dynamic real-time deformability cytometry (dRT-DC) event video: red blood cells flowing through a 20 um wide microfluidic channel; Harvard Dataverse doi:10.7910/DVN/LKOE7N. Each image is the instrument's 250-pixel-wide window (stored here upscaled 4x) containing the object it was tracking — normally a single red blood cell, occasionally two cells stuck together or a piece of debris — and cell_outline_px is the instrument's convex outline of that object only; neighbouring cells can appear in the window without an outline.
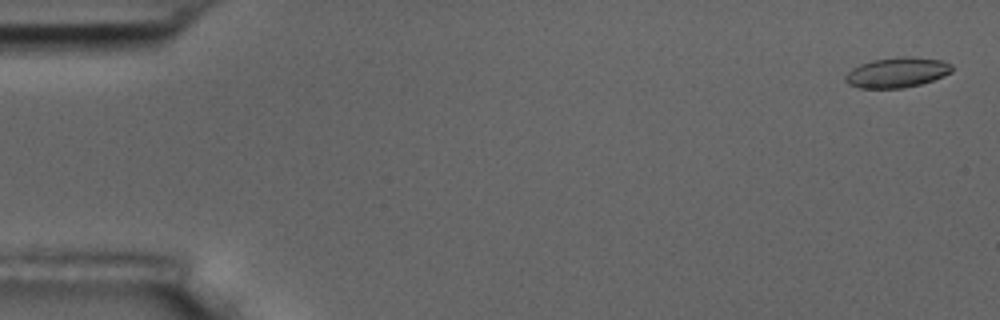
{"species": "common noctule bat (a hibernating species)", "species_latin": "Nyctalus noctula", "temperature_condition": "room temperature", "stored_images_in_passage": 9, "camera_frame_rate_fps": 3000, "um_per_image_px": 0.085, "animal": {"sex": "male", "body_mass_g": 17.5, "forearm_length_mm": 52.3}, "frame": {"image": 1, "passage_image": 1, "time_ms": 0.0, "image_size_px": [1000, 320], "cell_outline_px": [[952, 72], [944, 76], [920, 84], [904, 88], [860, 88], [848, 84], [844, 80], [844, 76], [852, 68], [860, 64], [872, 60], [900, 56], [908, 56], [944, 60], [952, 64]], "centroid_in_image_um": [76.25, 6.15], "position_along_channel_um": 8.8, "area_um2": 18.9}}
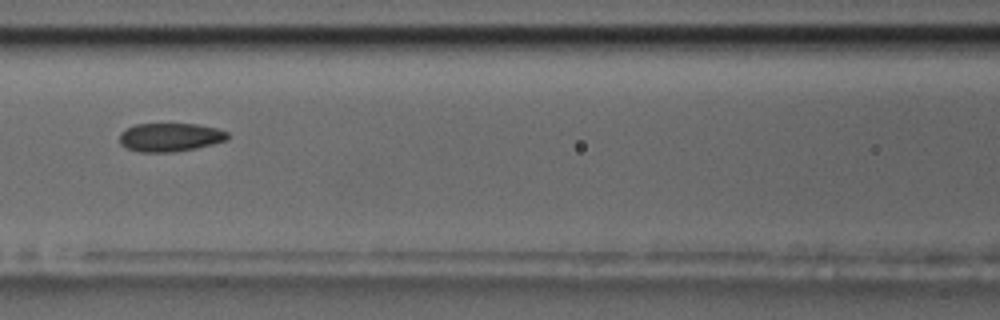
{"frame": {"image": 2, "passage_image": 7, "time_ms": 7.667, "image_size_px": [1000, 320], "cell_outline_px": [[228, 140], [196, 148], [172, 152], [140, 152], [128, 148], [120, 144], [120, 132], [124, 128], [136, 124], [196, 124], [216, 128], [228, 132]], "centroid_in_image_um": [14.44, 11.66], "position_along_channel_um": 152.2, "area_um2": 17.98}}
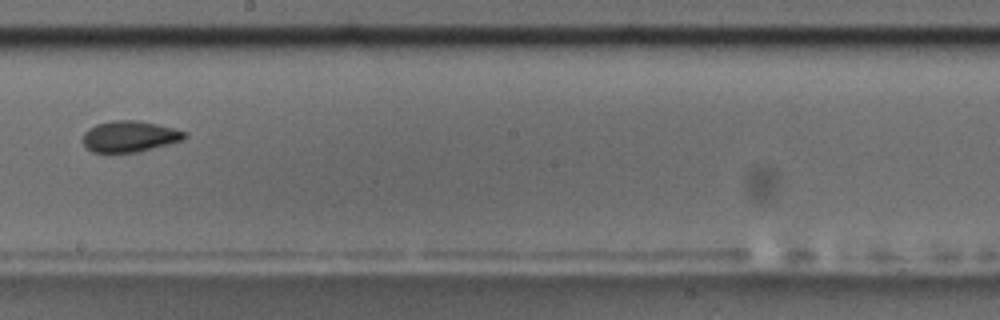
{"frame": {"image": 3, "passage_image": 9, "time_ms": 10.0, "image_size_px": [1000, 320], "cell_outline_px": [[188, 136], [184, 140], [136, 152], [92, 152], [84, 144], [84, 132], [88, 128], [96, 124], [112, 120], [136, 120], [156, 124], [188, 132]], "centroid_in_image_um": [11.04, 11.58], "position_along_channel_um": 237.2, "area_um2": 18.32}}